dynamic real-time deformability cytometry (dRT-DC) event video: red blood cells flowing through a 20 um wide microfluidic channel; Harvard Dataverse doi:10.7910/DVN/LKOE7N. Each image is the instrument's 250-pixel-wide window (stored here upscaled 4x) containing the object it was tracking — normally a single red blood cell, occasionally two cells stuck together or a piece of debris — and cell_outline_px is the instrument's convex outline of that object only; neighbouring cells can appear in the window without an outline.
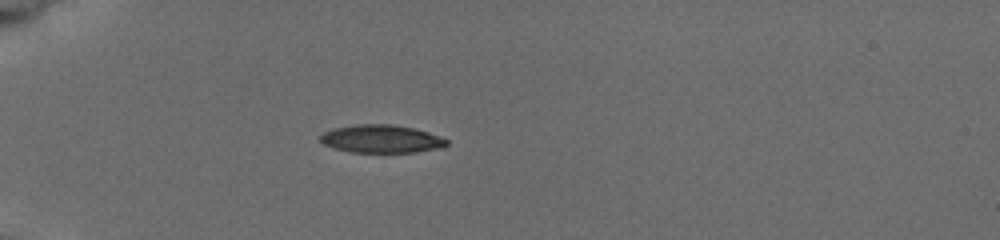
{"species": "common noctule bat (a hibernating species)", "species_latin": "Nyctalus noctula", "temperature_condition": "cold", "stored_images_in_passage": 8, "camera_frame_rate_fps": 3000, "um_per_image_px": 0.085, "animal": {"sex": "female", "body_mass_g": 19.5, "forearm_length_mm": 54.1}, "frame": {"image": 1, "passage_image": 8, "time_ms": 5.667, "image_size_px": [1000, 240], "cell_outline_px": [[448, 144], [436, 148], [416, 152], [348, 152], [324, 144], [320, 140], [320, 136], [324, 132], [336, 128], [356, 124], [392, 124], [412, 128], [428, 132], [448, 140]], "centroid_in_image_um": [32.39, 11.8], "position_along_channel_um": 52.6, "area_um2": 20.29}}